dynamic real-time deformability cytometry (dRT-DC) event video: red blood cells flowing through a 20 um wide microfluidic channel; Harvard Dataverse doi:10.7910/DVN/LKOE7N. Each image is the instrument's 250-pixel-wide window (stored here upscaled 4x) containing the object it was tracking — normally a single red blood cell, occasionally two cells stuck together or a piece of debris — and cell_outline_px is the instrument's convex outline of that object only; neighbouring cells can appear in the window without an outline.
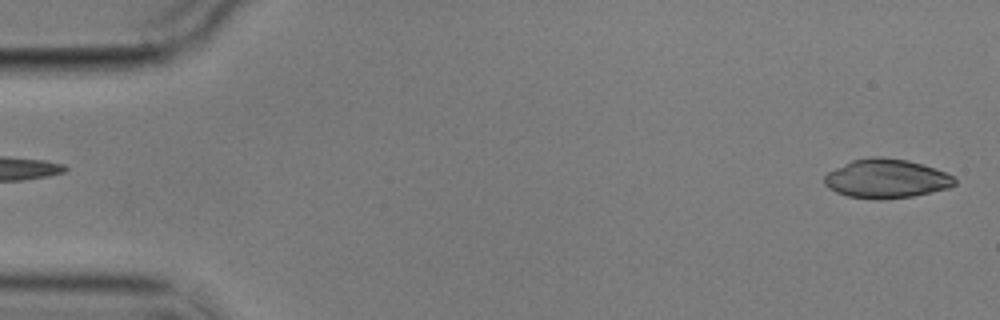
{"species": "common noctule bat (a hibernating species)", "species_latin": "Nyctalus noctula", "temperature_condition": "cold", "stored_images_in_passage": 4, "segment_of_instrument_passage": [2, 2], "camera_frame_rate_fps": 3000, "um_per_image_px": 0.085, "animal": {"sex": "male", "body_mass_g": 17.9}, "frame": {"image": 1, "passage_image": 4, "time_ms": 3.333, "image_size_px": [1000, 320], "cell_outline_px": [[956, 184], [948, 188], [912, 196], [880, 200], [876, 200], [848, 196], [836, 192], [828, 188], [824, 184], [824, 176], [828, 172], [852, 160], [872, 156], [880, 156], [908, 160], [924, 164], [936, 168], [956, 176]], "centroid_in_image_um": [75.36, 15.18], "position_along_channel_um": 9.6, "area_um2": 29.88}}